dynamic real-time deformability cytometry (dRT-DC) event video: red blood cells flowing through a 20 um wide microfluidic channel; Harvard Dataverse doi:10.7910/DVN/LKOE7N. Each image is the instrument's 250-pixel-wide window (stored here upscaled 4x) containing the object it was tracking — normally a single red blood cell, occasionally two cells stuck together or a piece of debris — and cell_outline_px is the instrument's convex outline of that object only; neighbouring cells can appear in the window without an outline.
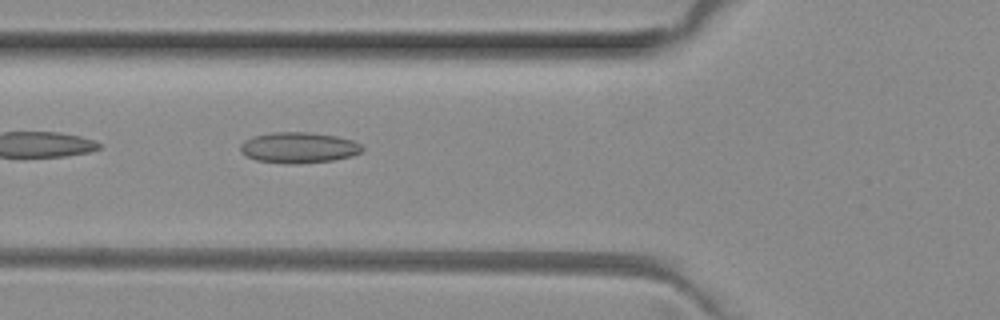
{"species": "common noctule bat (a hibernating species)", "species_latin": "Nyctalus noctula", "temperature_condition": "room temperature", "stored_images_in_passage": 4, "camera_frame_rate_fps": 3000, "um_per_image_px": 0.085, "animal": {"sex": "female", "body_mass_g": 29.2, "forearm_length_mm": 56.3}, "frame": {"image": 1, "passage_image": 3, "time_ms": 0.667, "image_size_px": [1000, 320], "cell_outline_px": [[364, 148], [360, 152], [352, 156], [332, 160], [296, 164], [288, 164], [256, 160], [244, 156], [240, 152], [240, 144], [244, 140], [252, 136], [272, 132], [308, 132], [336, 136], [352, 140], [360, 144]], "centroid_in_image_um": [25.34, 12.55], "position_along_channel_um": 100.5, "area_um2": 22.02}}
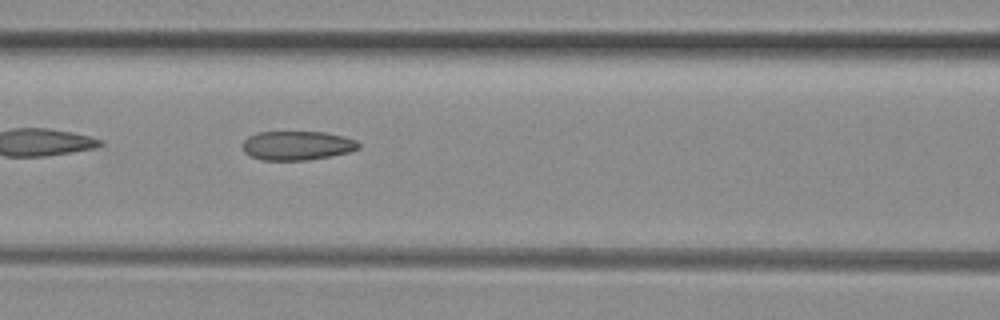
{"frame": {"image": 2, "passage_image": 4, "time_ms": 1.0, "image_size_px": [1000, 320], "cell_outline_px": [[360, 148], [348, 152], [308, 160], [260, 160], [244, 152], [240, 144], [248, 136], [260, 132], [324, 132], [344, 136], [356, 140], [360, 144]], "centroid_in_image_um": [25.23, 12.37], "position_along_channel_um": 141.4, "area_um2": 19.71}}